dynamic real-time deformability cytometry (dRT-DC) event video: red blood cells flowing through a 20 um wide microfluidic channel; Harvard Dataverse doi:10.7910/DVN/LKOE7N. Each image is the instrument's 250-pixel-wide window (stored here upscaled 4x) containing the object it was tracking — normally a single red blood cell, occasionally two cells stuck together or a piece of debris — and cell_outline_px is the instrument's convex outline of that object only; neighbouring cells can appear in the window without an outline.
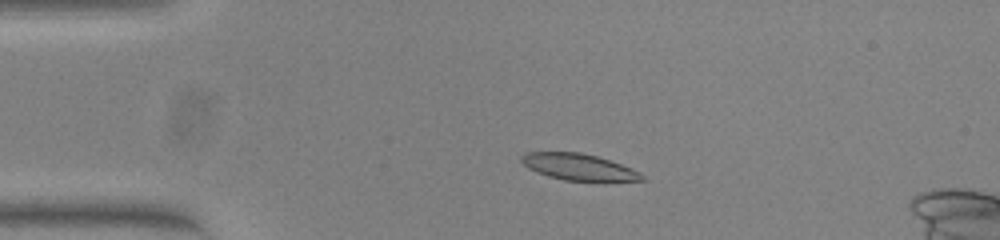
{"species": "common noctule bat (a hibernating species)", "species_latin": "Nyctalus noctula", "temperature_condition": "warm", "stored_images_in_passage": 50, "camera_frame_rate_fps": 3000, "um_per_image_px": 0.085, "animal": {"sex": "female", "body_mass_g": 23.0, "forearm_length_mm": 53.4}, "frame": {"image": 1, "passage_image": 8, "time_ms": 2.333, "image_size_px": [1000, 240], "cell_outline_px": [[648, 180], [564, 180], [548, 176], [536, 172], [528, 168], [520, 160], [520, 156], [524, 152], [580, 152], [596, 156], [632, 168], [640, 172]], "centroid_in_image_um": [49.14, 14.18], "position_along_channel_um": 35.9, "area_um2": 18.32}}
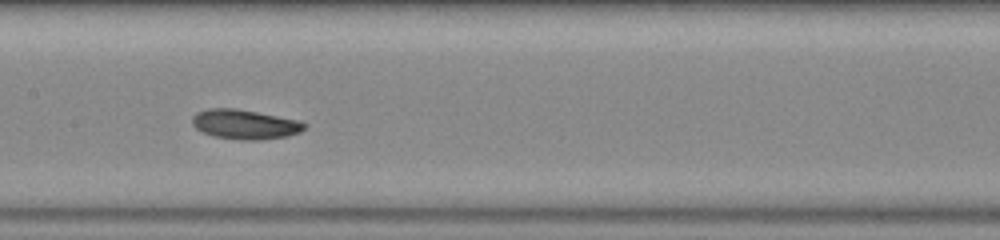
{"frame": {"image": 2, "passage_image": 23, "time_ms": 7.333, "image_size_px": [1000, 240], "cell_outline_px": [[308, 124], [300, 132], [288, 136], [260, 140], [240, 140], [216, 136], [204, 132], [196, 128], [192, 124], [192, 116], [196, 112], [208, 108], [236, 108], [296, 120]], "centroid_in_image_um": [20.79, 10.57], "position_along_channel_um": 186.6, "area_um2": 19.19}}
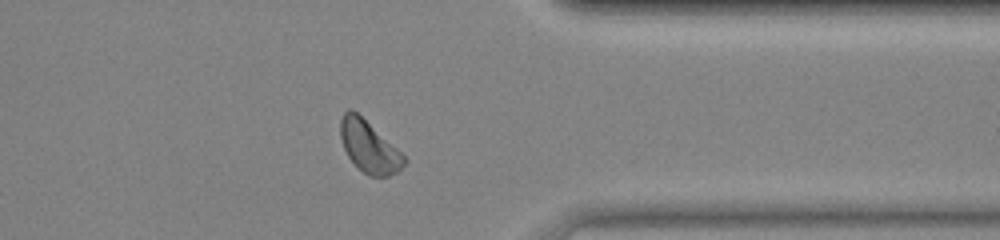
{"frame": {"image": 3, "passage_image": 39, "time_ms": 12.667, "image_size_px": [1000, 240], "cell_outline_px": [[408, 160], [396, 172], [388, 176], [368, 176], [348, 156], [344, 148], [340, 136], [340, 120], [344, 112], [348, 108], [352, 108], [396, 148]], "centroid_in_image_um": [31.34, 12.45], "position_along_channel_um": 380.1, "area_um2": 18.67}, "authors_computed_cell_mechanics": {"area_um2": 19.0162, "velocity_mm_per_s": 3.8033, "shape_relaxation_time_tau1_ms": 5.7595, "shape_relaxation_time_tau2_ms": null, "deformation_change_tau1": 0.1431, "deformation_change_tau2": null}}